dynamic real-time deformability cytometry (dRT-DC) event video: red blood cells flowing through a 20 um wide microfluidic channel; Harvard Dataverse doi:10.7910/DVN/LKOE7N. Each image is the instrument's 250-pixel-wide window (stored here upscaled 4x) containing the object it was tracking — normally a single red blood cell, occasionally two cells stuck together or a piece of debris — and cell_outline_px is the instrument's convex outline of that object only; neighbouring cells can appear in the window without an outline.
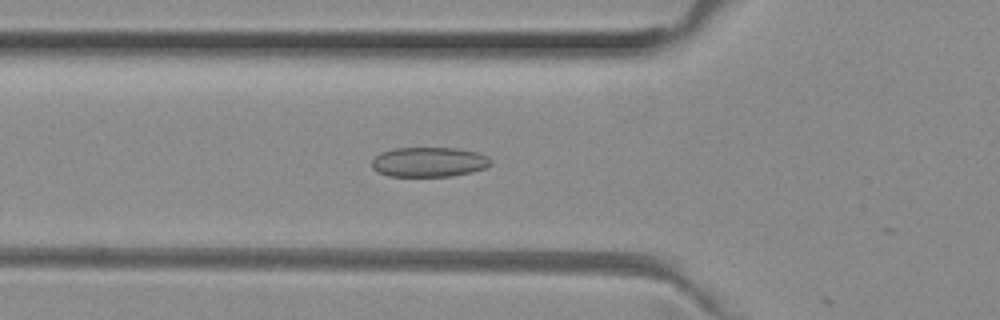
{"species": "common noctule bat (a hibernating species)", "species_latin": "Nyctalus noctula", "temperature_condition": "room temperature", "stored_images_in_passage": 50, "camera_frame_rate_fps": 3000, "um_per_image_px": 0.085, "animal": {"sex": "female", "body_mass_g": 29.2, "forearm_length_mm": 56.3}, "frame": {"image": 1, "passage_image": 17, "time_ms": 5.333, "image_size_px": [1000, 320], "cell_outline_px": [[492, 164], [488, 168], [472, 172], [452, 176], [388, 176], [376, 172], [372, 168], [372, 160], [380, 152], [392, 148], [456, 148], [476, 152], [488, 156], [492, 160]], "centroid_in_image_um": [36.47, 13.77], "position_along_channel_um": 89.3, "area_um2": 20.92}}
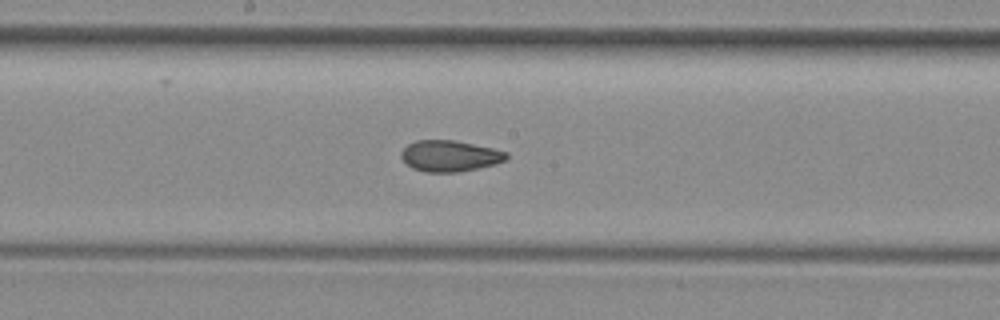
{"frame": {"image": 2, "passage_image": 26, "time_ms": 8.333, "image_size_px": [1000, 320], "cell_outline_px": [[508, 156], [504, 160], [496, 164], [460, 172], [424, 172], [412, 168], [400, 156], [400, 152], [408, 144], [416, 140], [456, 140], [492, 148], [508, 152]], "centroid_in_image_um": [38.22, 13.25], "position_along_channel_um": 210.0, "area_um2": 19.13}}
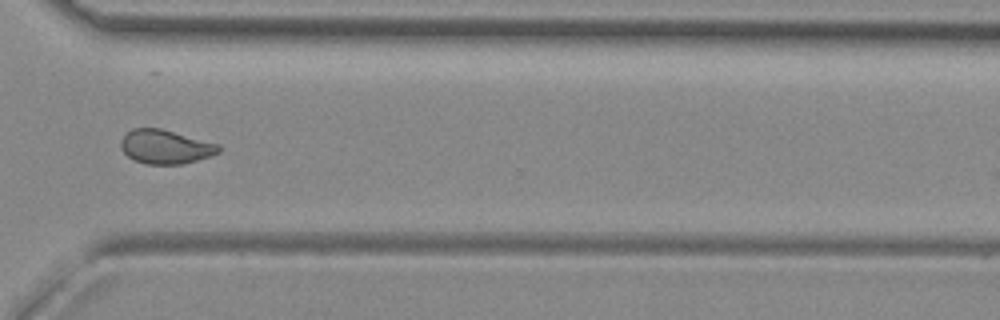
{"frame": {"image": 3, "passage_image": 37, "time_ms": 12.0, "image_size_px": [1000, 320], "cell_outline_px": [[220, 152], [196, 160], [180, 164], [148, 164], [136, 160], [128, 156], [120, 148], [120, 140], [132, 128], [160, 128], [220, 144]], "centroid_in_image_um": [14.05, 12.46], "position_along_channel_um": 356.5, "area_um2": 19.19}, "authors_computed_cell_mechanics": {"area_um2": 19.9121, "velocity_mm_per_s": 3.9962, "shape_relaxation_time_tau1_ms": null, "shape_relaxation_time_tau2_ms": 1.8008, "deformation_change_tau1": null, "deformation_change_tau2": 0.0746}}